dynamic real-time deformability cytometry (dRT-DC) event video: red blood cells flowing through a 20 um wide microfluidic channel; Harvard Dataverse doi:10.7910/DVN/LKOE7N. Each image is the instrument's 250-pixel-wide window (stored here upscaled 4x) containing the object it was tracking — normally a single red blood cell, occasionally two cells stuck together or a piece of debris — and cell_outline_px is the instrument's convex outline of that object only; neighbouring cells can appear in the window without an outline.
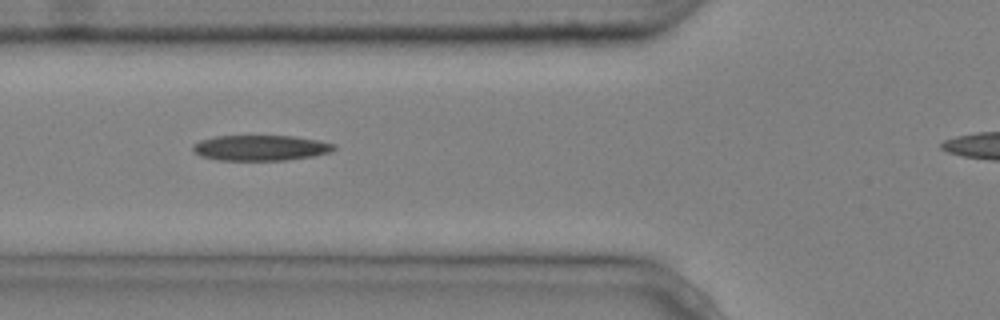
{"species": "common noctule bat (a hibernating species)", "species_latin": "Nyctalus noctula", "temperature_condition": "cold", "stored_images_in_passage": 8, "camera_frame_rate_fps": 3000, "um_per_image_px": 0.085, "animal": {"sex": "male", "body_mass_g": 20.4}, "frame": {"image": 1, "passage_image": 4, "time_ms": 1.0, "image_size_px": [1000, 320], "cell_outline_px": [[336, 148], [328, 152], [312, 156], [284, 160], [216, 160], [200, 156], [192, 152], [192, 144], [200, 140], [216, 136], [292, 136], [316, 140], [336, 144]], "centroid_in_image_um": [22.07, 12.57], "position_along_channel_um": 103.7, "area_um2": 20.92}}
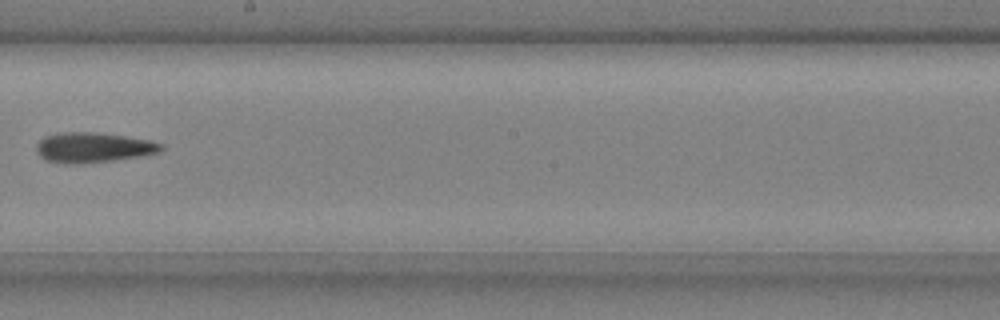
{"frame": {"image": 2, "passage_image": 7, "time_ms": 2.0, "image_size_px": [1000, 320], "cell_outline_px": [[164, 148], [160, 152], [140, 156], [112, 160], [72, 164], [48, 160], [40, 156], [36, 148], [36, 144], [44, 136], [56, 132], [92, 132], [124, 136], [148, 140], [164, 144]], "centroid_in_image_um": [7.92, 12.52], "position_along_channel_um": 240.3, "area_um2": 21.62}}
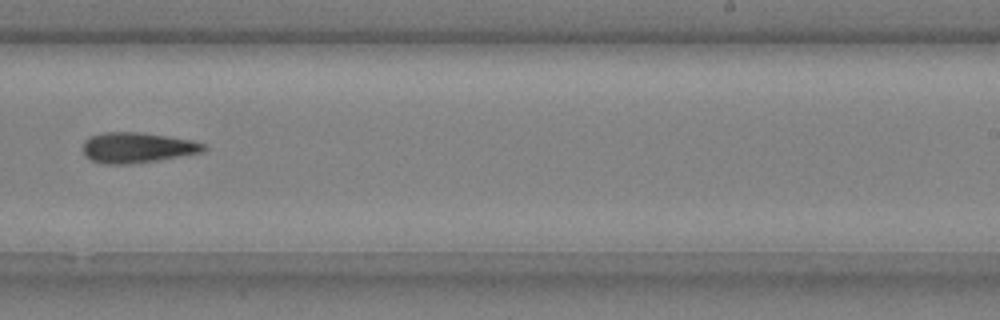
{"frame": {"image": 3, "passage_image": 8, "time_ms": 2.333, "image_size_px": [1000, 320], "cell_outline_px": [[208, 148], [204, 152], [160, 160], [132, 164], [104, 164], [92, 160], [84, 156], [84, 140], [88, 136], [104, 132], [140, 132], [168, 136], [192, 140], [204, 144]], "centroid_in_image_um": [11.68, 12.55], "position_along_channel_um": 277.3, "area_um2": 21.68}}